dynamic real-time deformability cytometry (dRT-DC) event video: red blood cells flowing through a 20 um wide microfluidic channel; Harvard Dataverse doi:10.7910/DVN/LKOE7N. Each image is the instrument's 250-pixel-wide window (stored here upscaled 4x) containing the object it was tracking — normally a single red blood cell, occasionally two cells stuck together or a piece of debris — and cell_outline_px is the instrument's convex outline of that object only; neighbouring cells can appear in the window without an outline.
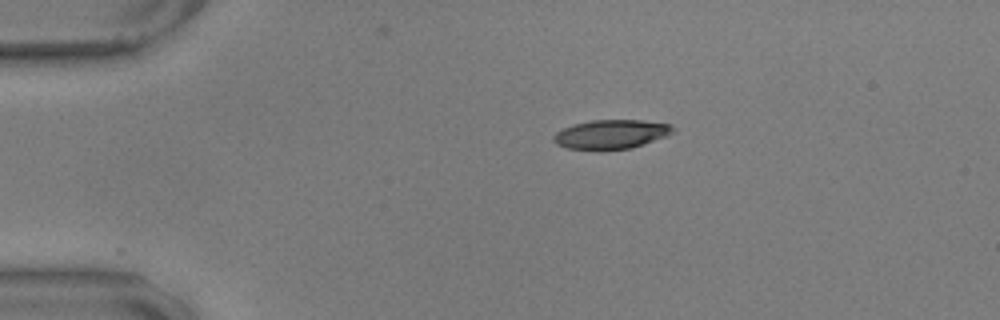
{"species": "common noctule bat (a hibernating species)", "species_latin": "Nyctalus noctula", "temperature_condition": "warm", "stored_images_in_passage": 6, "camera_frame_rate_fps": 3000, "um_per_image_px": 0.085, "animal": {"sex": "male", "body_mass_g": 17.9, "forearm_length_mm": 54.2}, "frame": {"image": 1, "passage_image": 1, "time_ms": 0.0, "image_size_px": [1000, 320], "cell_outline_px": [[676, 132], [668, 136], [632, 148], [568, 148], [556, 144], [552, 140], [552, 136], [556, 132], [572, 124], [592, 120], [640, 120], [672, 124], [676, 128]], "centroid_in_image_um": [52.01, 11.38], "position_along_channel_um": 33.0, "area_um2": 20.11}}